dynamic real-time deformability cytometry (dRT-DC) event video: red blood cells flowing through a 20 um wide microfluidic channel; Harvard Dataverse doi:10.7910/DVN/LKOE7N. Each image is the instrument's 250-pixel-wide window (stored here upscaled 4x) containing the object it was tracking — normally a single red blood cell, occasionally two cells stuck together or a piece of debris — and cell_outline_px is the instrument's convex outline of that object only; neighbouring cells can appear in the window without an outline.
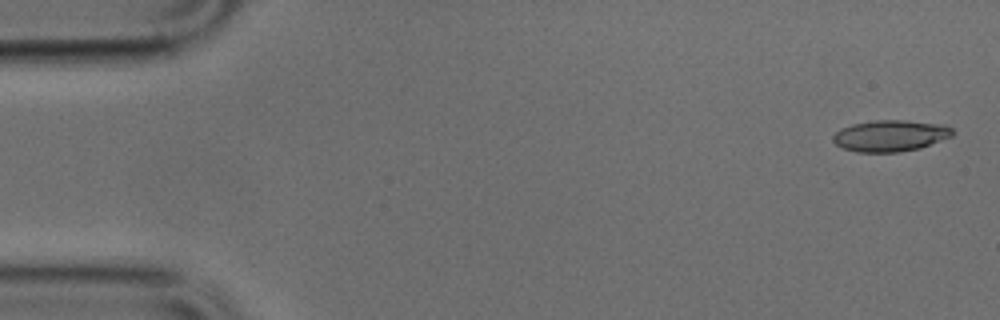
{"species": "common noctule bat (a hibernating species)", "species_latin": "Nyctalus noctula", "temperature_condition": "cold", "stored_images_in_passage": 9, "camera_frame_rate_fps": 3000, "um_per_image_px": 0.085, "animal": {"sex": "male", "body_mass_g": 17.9, "forearm_length_mm": 54.2}, "frame": {"image": 1, "passage_image": 2, "time_ms": 0.333, "image_size_px": [1000, 320], "cell_outline_px": [[956, 132], [952, 136], [920, 148], [896, 152], [856, 152], [844, 148], [836, 144], [832, 140], [832, 136], [840, 128], [852, 124], [872, 120], [904, 120], [944, 124], [952, 128]], "centroid_in_image_um": [75.68, 11.52], "position_along_channel_um": 9.3, "area_um2": 21.96}}